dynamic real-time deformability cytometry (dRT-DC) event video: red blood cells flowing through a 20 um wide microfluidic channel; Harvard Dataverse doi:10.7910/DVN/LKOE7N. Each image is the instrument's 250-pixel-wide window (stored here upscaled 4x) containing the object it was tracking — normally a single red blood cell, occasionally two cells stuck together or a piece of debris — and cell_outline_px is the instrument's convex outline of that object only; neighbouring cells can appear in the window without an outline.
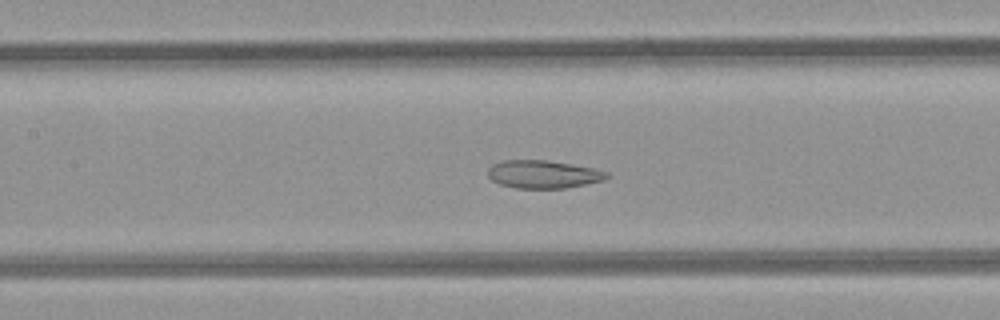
{"species": "common noctule bat (a hibernating species)", "species_latin": "Nyctalus noctula", "temperature_condition": "room temperature", "stored_images_in_passage": 34, "camera_frame_rate_fps": 3000, "um_per_image_px": 0.085, "animal": {"sex": "female", "body_mass_g": 21.9}, "frame": {"image": 1, "passage_image": 7, "time_ms": 2.0, "image_size_px": [1000, 320], "cell_outline_px": [[612, 176], [604, 180], [564, 188], [516, 188], [500, 184], [492, 180], [488, 176], [488, 168], [492, 164], [500, 160], [548, 160], [596, 168], [608, 172]], "centroid_in_image_um": [46.19, 14.8], "position_along_channel_um": 161.2, "area_um2": 19.54}}
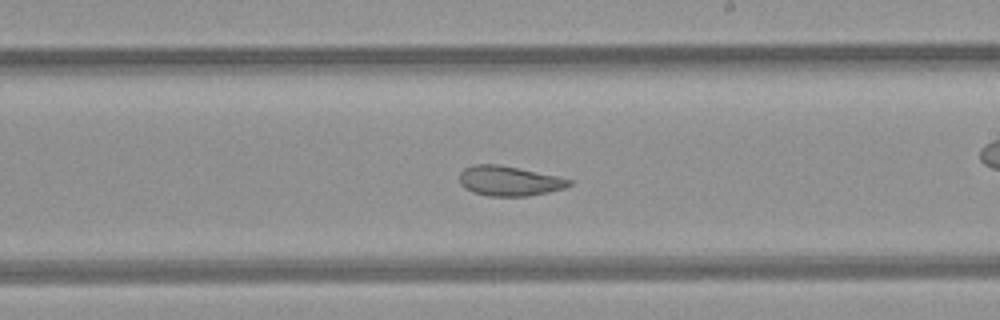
{"frame": {"image": 2, "passage_image": 13, "time_ms": 4.0, "image_size_px": [1000, 320], "cell_outline_px": [[572, 184], [564, 188], [548, 192], [528, 196], [488, 196], [472, 192], [464, 188], [460, 184], [460, 172], [464, 168], [472, 164], [496, 164], [556, 176], [572, 180]], "centroid_in_image_um": [43.23, 15.39], "position_along_channel_um": 245.8, "area_um2": 18.96}}
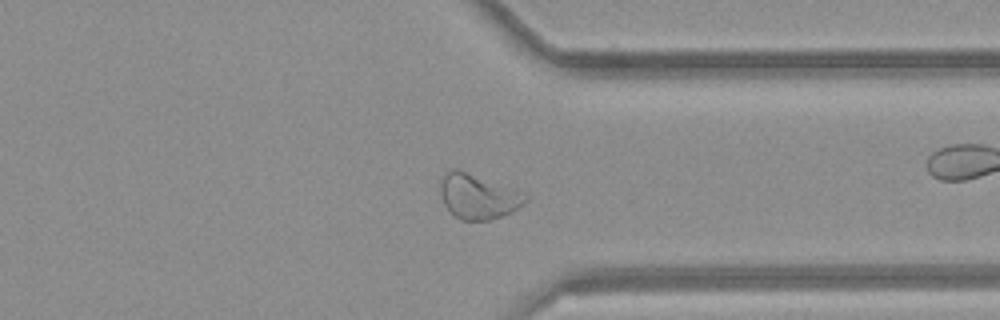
{"frame": {"image": 3, "passage_image": 22, "time_ms": 7.0, "image_size_px": [1000, 320], "cell_outline_px": [[528, 200], [512, 212], [488, 220], [460, 220], [444, 204], [440, 192], [440, 176], [452, 168], [456, 168], [520, 192], [528, 196]], "centroid_in_image_um": [40.58, 16.7], "position_along_channel_um": 370.8, "area_um2": 21.79}}